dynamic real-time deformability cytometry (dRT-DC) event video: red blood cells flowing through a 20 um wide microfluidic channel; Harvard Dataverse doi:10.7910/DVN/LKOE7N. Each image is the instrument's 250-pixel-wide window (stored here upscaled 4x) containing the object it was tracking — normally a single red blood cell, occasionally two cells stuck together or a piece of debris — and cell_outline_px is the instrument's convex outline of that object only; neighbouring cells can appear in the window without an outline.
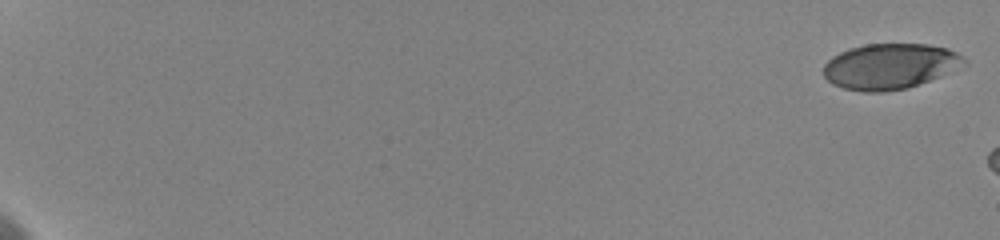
{"species": "human", "species_latin": "Homo sapiens", "temperature_condition": "cold", "stored_images_in_passage": 8, "camera_frame_rate_fps": 3000, "um_per_image_px": 0.085, "donor": {"sex": "female"}, "frame": {"image": 1, "passage_image": 1, "time_ms": 0.0, "image_size_px": [1000, 240], "cell_outline_px": [[968, 64], [908, 88], [884, 92], [864, 92], [844, 88], [832, 84], [824, 76], [824, 64], [832, 56], [848, 48], [864, 44], [928, 44], [948, 48], [964, 56], [968, 60]], "centroid_in_image_um": [75.65, 5.62], "position_along_channel_um": 9.4, "area_um2": 37.45}}